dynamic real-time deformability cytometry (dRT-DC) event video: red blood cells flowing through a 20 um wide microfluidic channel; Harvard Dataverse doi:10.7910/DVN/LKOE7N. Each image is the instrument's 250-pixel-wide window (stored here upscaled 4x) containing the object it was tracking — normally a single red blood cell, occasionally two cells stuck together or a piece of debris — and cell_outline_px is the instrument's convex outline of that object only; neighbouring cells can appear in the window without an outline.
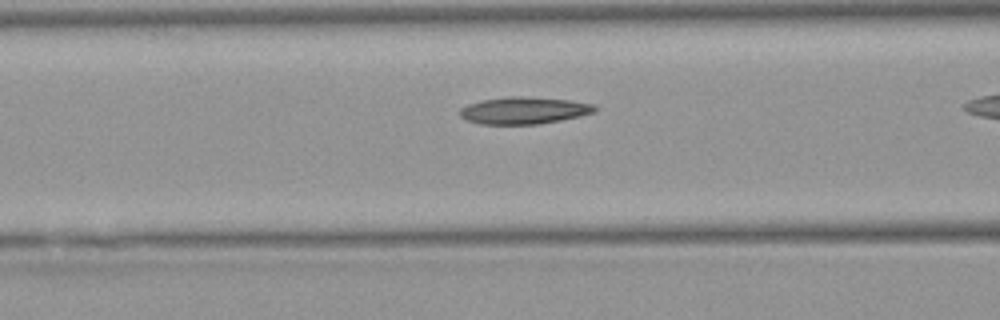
{"species": "Egyptian fruit bat (a non-hibernating species)", "species_latin": "Rousettus aegyptiacus", "temperature_condition": "warm", "stored_images_in_passage": 32, "camera_frame_rate_fps": 3000, "um_per_image_px": 0.085, "animal": {"sex": "female"}, "frame": {"image": 1, "passage_image": 12, "time_ms": 3.667, "image_size_px": [1000, 320], "cell_outline_px": [[600, 108], [596, 112], [580, 116], [560, 120], [536, 124], [480, 124], [464, 120], [460, 116], [460, 108], [468, 104], [480, 100], [508, 96], [528, 96], [568, 100], [596, 104]], "centroid_in_image_um": [44.55, 9.38], "position_along_channel_um": 122.1, "area_um2": 21.56}}
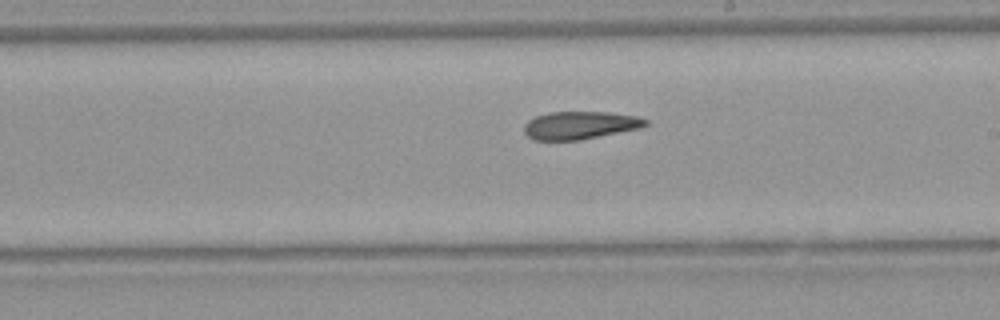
{"frame": {"image": 2, "passage_image": 21, "time_ms": 6.667, "image_size_px": [1000, 320], "cell_outline_px": [[648, 124], [640, 128], [580, 140], [532, 140], [524, 132], [524, 124], [528, 120], [536, 116], [548, 112], [608, 112], [636, 116], [648, 120]], "centroid_in_image_um": [49.28, 10.65], "position_along_channel_um": 239.7, "area_um2": 19.71}}
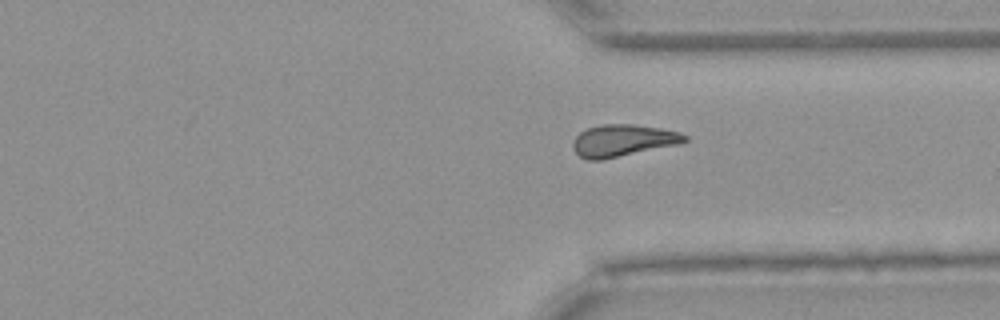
{"frame": {"image": 3, "passage_image": 30, "time_ms": 9.667, "image_size_px": [1000, 320], "cell_outline_px": [[688, 140], [680, 144], [604, 160], [588, 160], [580, 156], [572, 148], [572, 144], [576, 136], [580, 132], [588, 128], [604, 124], [632, 124], [660, 128], [680, 132], [688, 136]], "centroid_in_image_um": [52.97, 11.95], "position_along_channel_um": 358.4, "area_um2": 20.98}}